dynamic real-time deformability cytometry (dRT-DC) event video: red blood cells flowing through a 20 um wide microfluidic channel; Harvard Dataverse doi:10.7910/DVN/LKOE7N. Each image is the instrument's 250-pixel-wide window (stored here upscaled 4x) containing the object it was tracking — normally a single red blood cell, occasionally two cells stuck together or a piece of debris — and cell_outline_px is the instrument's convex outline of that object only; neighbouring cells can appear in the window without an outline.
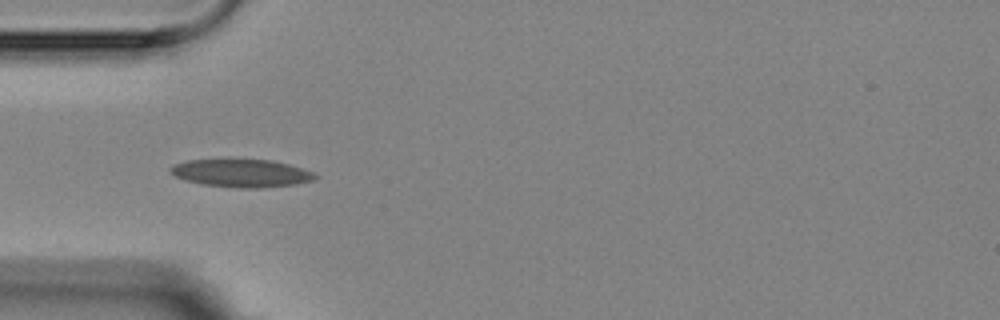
{"species": "Egyptian fruit bat (a non-hibernating species)", "species_latin": "Rousettus aegyptiacus", "temperature_condition": "room temperature", "stored_images_in_passage": 5, "camera_frame_rate_fps": 3000, "um_per_image_px": 0.085, "animal": {"sex": "female"}, "frame": {"image": 1, "passage_image": 4, "time_ms": 3.667, "image_size_px": [1000, 320], "cell_outline_px": [[320, 176], [316, 180], [296, 184], [260, 188], [236, 188], [200, 184], [184, 180], [168, 172], [168, 168], [176, 164], [188, 160], [272, 160], [288, 164], [312, 172]], "centroid_in_image_um": [20.52, 14.73], "position_along_channel_um": 64.5, "area_um2": 23.52}}
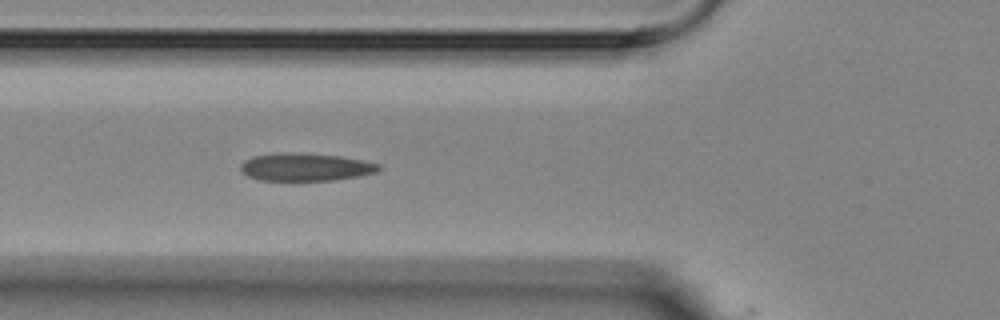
{"frame": {"image": 2, "passage_image": 5, "time_ms": 4.667, "image_size_px": [1000, 320], "cell_outline_px": [[380, 168], [376, 172], [360, 176], [336, 180], [260, 180], [248, 176], [240, 172], [240, 164], [244, 160], [252, 156], [276, 152], [340, 156], [380, 164]], "centroid_in_image_um": [25.91, 14.2], "position_along_channel_um": 99.9, "area_um2": 22.25}}